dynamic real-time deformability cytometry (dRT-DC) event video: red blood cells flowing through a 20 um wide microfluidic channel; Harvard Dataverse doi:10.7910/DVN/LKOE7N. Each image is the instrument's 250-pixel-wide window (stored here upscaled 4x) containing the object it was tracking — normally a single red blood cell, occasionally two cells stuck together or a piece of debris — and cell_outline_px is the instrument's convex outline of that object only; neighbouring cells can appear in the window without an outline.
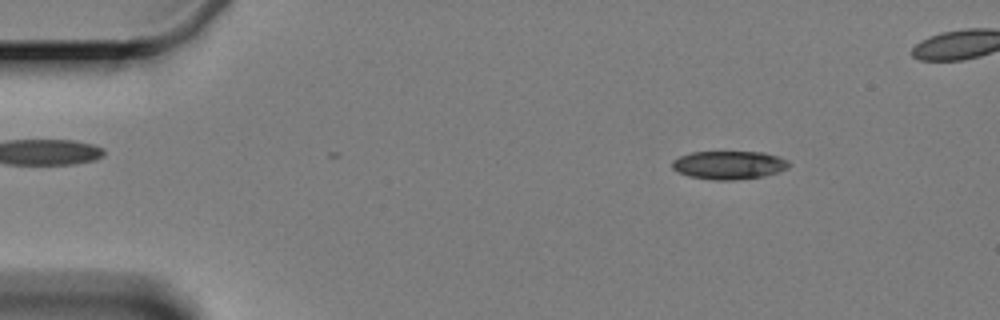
{"species": "Egyptian fruit bat (a non-hibernating species)", "species_latin": "Rousettus aegyptiacus", "temperature_condition": "cold", "stored_images_in_passage": 6, "camera_frame_rate_fps": 3000, "um_per_image_px": 0.085, "animal": {"sex": "female"}, "frame": {"image": 1, "passage_image": 1, "time_ms": 0.0, "image_size_px": [1000, 320], "cell_outline_px": [[788, 168], [764, 176], [732, 180], [716, 180], [692, 176], [680, 172], [672, 168], [672, 160], [680, 156], [692, 152], [764, 152], [780, 156], [788, 160]], "centroid_in_image_um": [61.98, 14.01], "position_along_channel_um": 23.0, "area_um2": 19.07}}
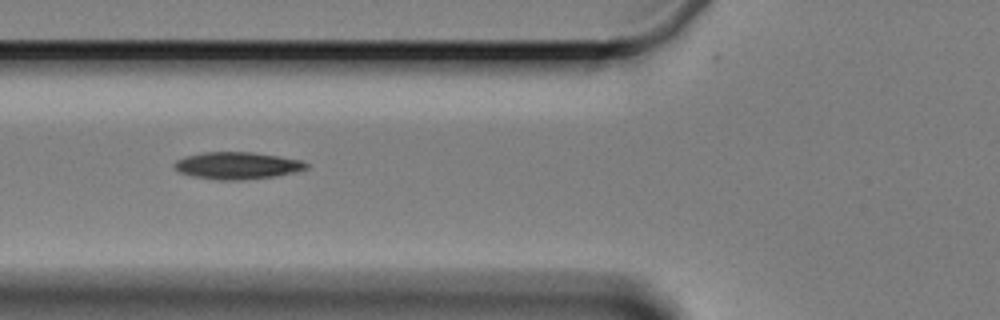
{"frame": {"image": 2, "passage_image": 5, "time_ms": 4.667, "image_size_px": [1000, 320], "cell_outline_px": [[308, 168], [296, 172], [276, 176], [240, 180], [220, 180], [192, 176], [180, 172], [172, 164], [176, 160], [184, 156], [204, 152], [252, 152], [280, 156], [300, 160], [308, 164]], "centroid_in_image_um": [20.16, 14.07], "position_along_channel_um": 105.6, "area_um2": 20.87}}
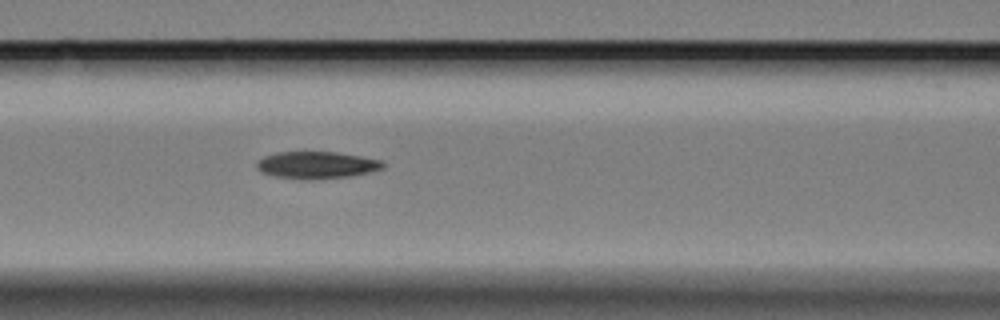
{"frame": {"image": 3, "passage_image": 6, "time_ms": 5.667, "image_size_px": [1000, 320], "cell_outline_px": [[384, 168], [352, 176], [312, 180], [300, 180], [272, 176], [260, 172], [256, 168], [256, 160], [264, 156], [276, 152], [336, 152], [380, 160], [384, 164]], "centroid_in_image_um": [26.83, 14.04], "position_along_channel_um": 139.8, "area_um2": 20.17}}